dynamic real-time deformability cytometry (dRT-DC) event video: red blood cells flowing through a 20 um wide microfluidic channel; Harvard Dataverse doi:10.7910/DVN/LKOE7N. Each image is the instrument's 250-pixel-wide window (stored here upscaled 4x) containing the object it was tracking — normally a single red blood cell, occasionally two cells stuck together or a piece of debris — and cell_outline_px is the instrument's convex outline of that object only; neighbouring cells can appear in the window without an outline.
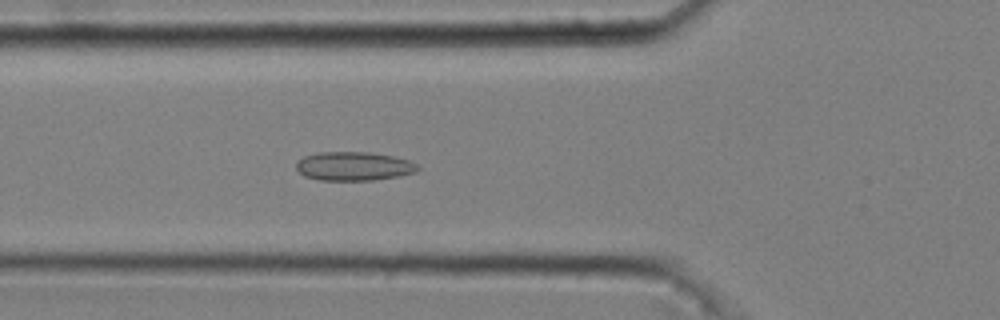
{"species": "common noctule bat (a hibernating species)", "species_latin": "Nyctalus noctula", "temperature_condition": "cold", "stored_images_in_passage": 52, "camera_frame_rate_fps": 3000, "um_per_image_px": 0.085, "animal": {"sex": "male", "body_mass_g": 20.4}, "frame": {"image": 1, "passage_image": 19, "time_ms": 6.0, "image_size_px": [1000, 320], "cell_outline_px": [[420, 168], [416, 172], [400, 176], [372, 180], [320, 180], [304, 176], [296, 168], [296, 160], [304, 156], [316, 152], [368, 152], [396, 156], [408, 160], [416, 164]], "centroid_in_image_um": [30.06, 14.12], "position_along_channel_um": 95.7, "area_um2": 20.58}}
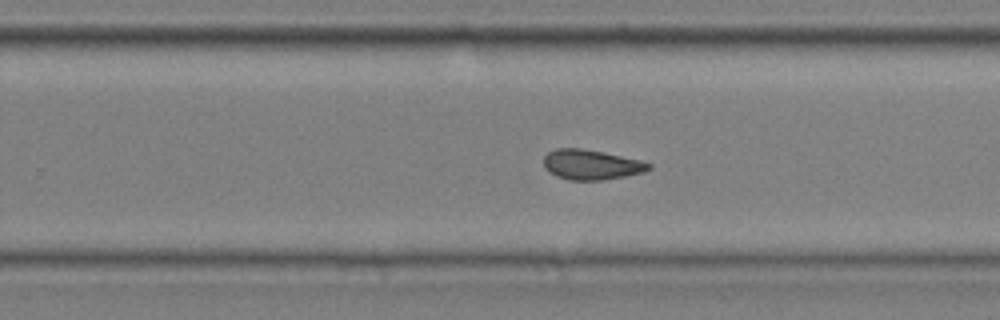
{"frame": {"image": 2, "passage_image": 34, "time_ms": 11.0, "image_size_px": [1000, 320], "cell_outline_px": [[652, 168], [644, 172], [604, 180], [568, 180], [556, 176], [548, 172], [544, 168], [544, 156], [548, 152], [556, 148], [580, 148], [604, 152], [640, 160], [652, 164]], "centroid_in_image_um": [50.24, 14.0], "position_along_channel_um": 279.6, "area_um2": 18.5}}
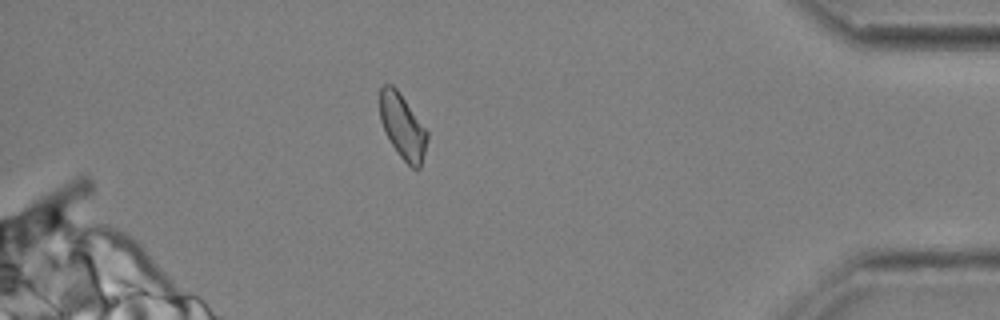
{"frame": {"image": 3, "passage_image": 47, "time_ms": 15.333, "image_size_px": [1000, 320], "cell_outline_px": [[428, 140], [420, 168], [412, 168], [400, 156], [384, 132], [380, 120], [380, 88], [384, 84], [392, 84], [400, 92], [428, 132]], "centroid_in_image_um": [34.22, 10.73], "position_along_channel_um": 401.0, "area_um2": 17.86}, "authors_computed_cell_mechanics": {"area_um2": 18.6983, "velocity_mm_per_s": 3.6743, "shape_relaxation_time_tau1_ms": null, "shape_relaxation_time_tau2_ms": 3.1319, "deformation_change_tau1": null, "deformation_change_tau2": 0.0719}}